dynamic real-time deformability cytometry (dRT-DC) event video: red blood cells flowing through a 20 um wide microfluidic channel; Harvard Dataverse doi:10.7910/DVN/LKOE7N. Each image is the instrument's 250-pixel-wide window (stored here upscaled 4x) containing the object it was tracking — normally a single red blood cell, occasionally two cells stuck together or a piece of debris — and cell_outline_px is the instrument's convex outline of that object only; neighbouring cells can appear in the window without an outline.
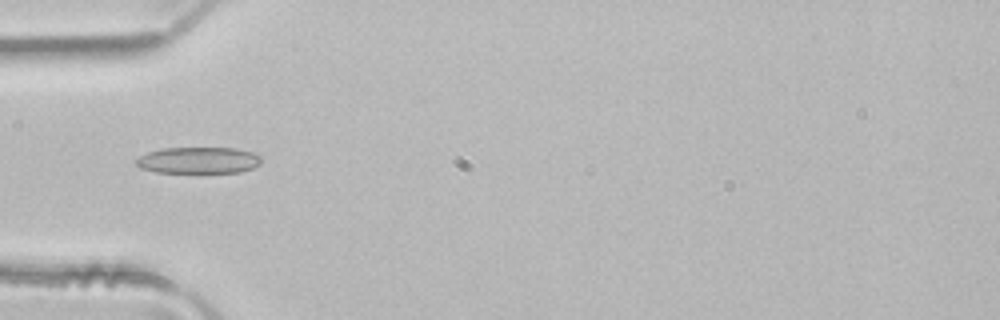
{"species": "common noctule bat (a hibernating species)", "species_latin": "Nyctalus noctula", "temperature_condition": "room temperature", "stored_images_in_passage": 2, "camera_frame_rate_fps": 3000, "um_per_image_px": 0.085, "animal": {"sex": "male", "body_mass_g": 21.5, "forearm_length_mm": 52.0}, "frame": {"image": 1, "passage_image": 2, "time_ms": 0.333, "image_size_px": [1000, 320], "cell_outline_px": [[260, 164], [252, 168], [240, 172], [156, 172], [140, 168], [132, 160], [148, 152], [164, 148], [236, 148], [252, 152], [260, 156]], "centroid_in_image_um": [16.84, 13.62], "position_along_channel_um": 68.2, "area_um2": 19.25}}